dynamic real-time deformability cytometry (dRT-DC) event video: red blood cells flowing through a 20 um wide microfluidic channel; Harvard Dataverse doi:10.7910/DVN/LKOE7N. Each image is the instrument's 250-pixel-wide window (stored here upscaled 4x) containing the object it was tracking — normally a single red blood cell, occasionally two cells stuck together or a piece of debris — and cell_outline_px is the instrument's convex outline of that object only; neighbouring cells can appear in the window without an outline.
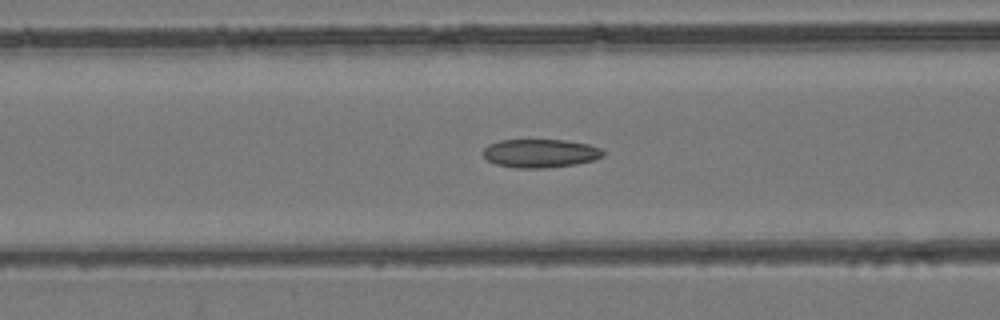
{"species": "common noctule bat (a hibernating species)", "species_latin": "Nyctalus noctula", "temperature_condition": "room temperature", "stored_images_in_passage": 49, "camera_frame_rate_fps": 3000, "um_per_image_px": 0.085, "animal": {"sex": "female", "body_mass_g": 24.6, "forearm_length_mm": 56.2}, "frame": {"image": 1, "passage_image": 18, "time_ms": 5.667, "image_size_px": [1000, 320], "cell_outline_px": [[604, 156], [592, 160], [576, 164], [544, 168], [516, 168], [496, 164], [488, 160], [484, 156], [484, 148], [488, 144], [500, 140], [564, 140], [588, 144], [600, 148], [604, 152]], "centroid_in_image_um": [45.92, 13.03], "position_along_channel_um": 120.7, "area_um2": 19.83}}
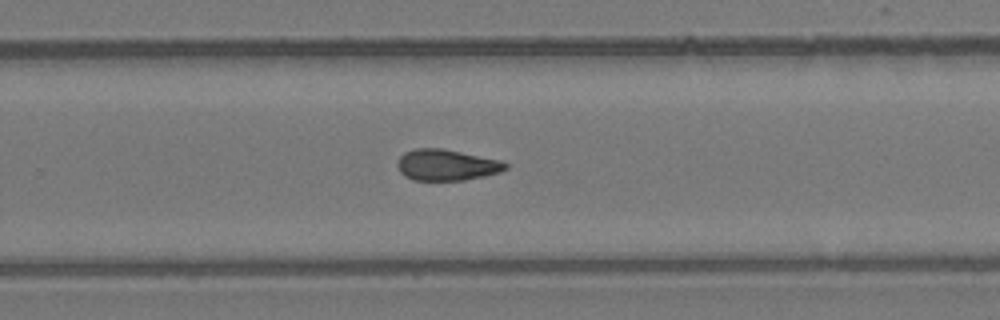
{"frame": {"image": 2, "passage_image": 31, "time_ms": 10.0, "image_size_px": [1000, 320], "cell_outline_px": [[508, 168], [500, 172], [484, 176], [464, 180], [412, 180], [404, 176], [400, 172], [396, 164], [400, 156], [404, 152], [416, 148], [440, 148], [500, 160], [508, 164]], "centroid_in_image_um": [37.93, 14.03], "position_along_channel_um": 291.9, "area_um2": 19.59}}
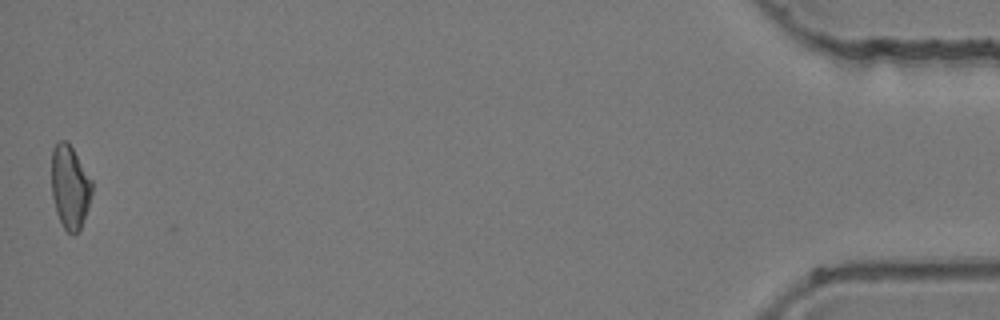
{"frame": {"image": 3, "passage_image": 49, "time_ms": 16.0, "image_size_px": [1000, 320], "cell_outline_px": [[92, 192], [88, 208], [80, 228], [72, 236], [64, 228], [56, 212], [52, 196], [52, 148], [60, 140], [68, 140], [92, 180]], "centroid_in_image_um": [5.94, 15.87], "position_along_channel_um": 429.3, "area_um2": 19.65}, "authors_computed_cell_mechanics": {"area_um2": 19.8254, "velocity_mm_per_s": 3.9518, "shape_relaxation_time_tau1_ms": null, "shape_relaxation_time_tau2_ms": 4.1121, "deformation_change_tau1": null, "deformation_change_tau2": 0.1119}}